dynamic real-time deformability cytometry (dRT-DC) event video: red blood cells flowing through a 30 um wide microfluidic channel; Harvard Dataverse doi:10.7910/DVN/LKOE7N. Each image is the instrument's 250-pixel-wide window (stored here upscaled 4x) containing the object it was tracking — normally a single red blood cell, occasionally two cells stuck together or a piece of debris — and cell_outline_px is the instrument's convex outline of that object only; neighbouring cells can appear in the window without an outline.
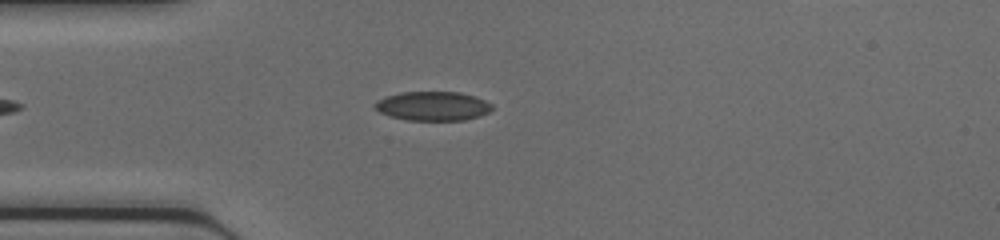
{"species": "common noctule bat (a hibernating species)", "species_latin": "Nyctalus noctula", "temperature_condition": "cold", "stored_images_in_passage": 37, "camera_frame_rate_fps": 3000, "um_per_image_px": 0.085, "animal": {"sex": "female", "body_mass_g": 17.0, "forearm_length_mm": 48.0}, "frame": {"image": 1, "passage_image": 7, "time_ms": 2.0, "image_size_px": [1000, 240], "cell_outline_px": [[492, 108], [488, 112], [480, 116], [464, 120], [408, 120], [392, 116], [380, 112], [372, 104], [376, 100], [400, 92], [460, 92], [476, 96], [492, 104]], "centroid_in_image_um": [36.8, 9.01], "position_along_channel_um": 48.2, "area_um2": 19.83}}
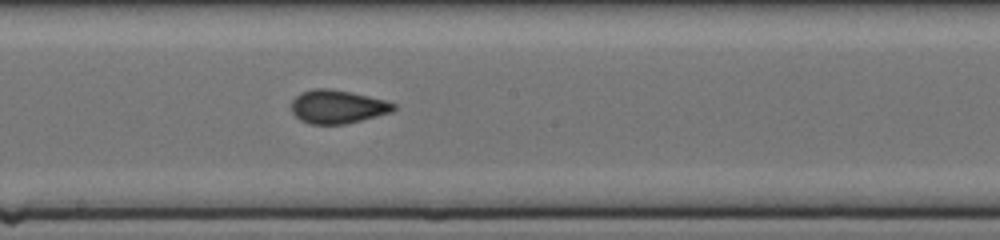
{"frame": {"image": 2, "passage_image": 19, "time_ms": 6.0, "image_size_px": [1000, 240], "cell_outline_px": [[396, 108], [392, 112], [344, 124], [308, 124], [300, 120], [292, 112], [292, 100], [300, 92], [316, 88], [328, 88], [388, 100], [396, 104]], "centroid_in_image_um": [28.69, 9.07], "position_along_channel_um": 219.5, "area_um2": 19.88}}
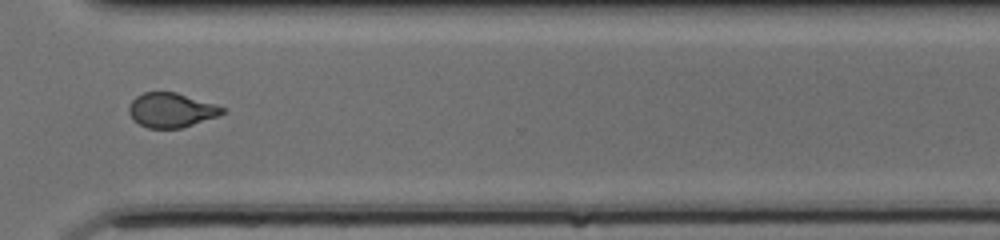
{"frame": {"image": 3, "passage_image": 28, "time_ms": 9.0, "image_size_px": [1000, 240], "cell_outline_px": [[224, 112], [216, 116], [180, 128], [148, 128], [132, 120], [128, 112], [128, 108], [132, 100], [136, 96], [144, 92], [176, 92], [216, 104], [224, 108]], "centroid_in_image_um": [14.5, 9.35], "position_along_channel_um": 356.1, "area_um2": 18.61}}